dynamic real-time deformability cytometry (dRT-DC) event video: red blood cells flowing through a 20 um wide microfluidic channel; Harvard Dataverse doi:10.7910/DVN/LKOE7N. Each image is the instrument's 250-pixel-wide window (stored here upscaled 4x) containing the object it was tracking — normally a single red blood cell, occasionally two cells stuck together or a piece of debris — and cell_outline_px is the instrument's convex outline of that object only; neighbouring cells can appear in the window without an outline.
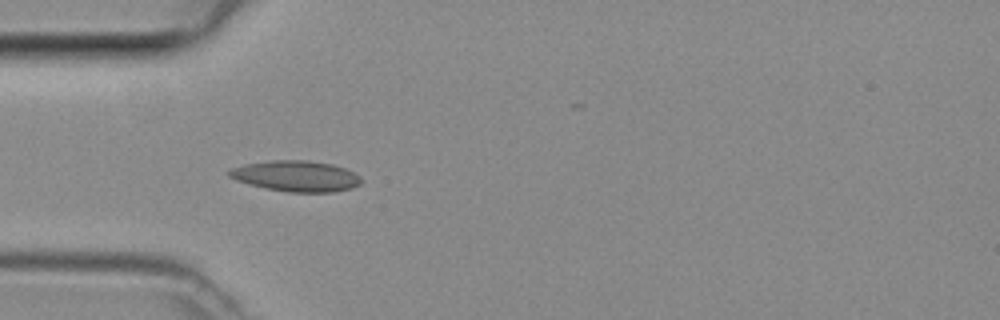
{"species": "common noctule bat (a hibernating species)", "species_latin": "Nyctalus noctula", "temperature_condition": "room temperature", "stored_images_in_passage": 5, "camera_frame_rate_fps": 3000, "um_per_image_px": 0.085, "animal": {"sex": "female", "body_mass_g": 29.2, "forearm_length_mm": 56.3}, "frame": {"image": 1, "passage_image": 3, "time_ms": 0.667, "image_size_px": [1000, 320], "cell_outline_px": [[360, 184], [352, 188], [332, 192], [288, 192], [264, 188], [248, 184], [236, 180], [228, 176], [228, 172], [232, 168], [244, 164], [272, 160], [304, 160], [332, 164], [344, 168], [360, 176]], "centroid_in_image_um": [25.14, 14.97], "position_along_channel_um": 59.9, "area_um2": 23.64}}
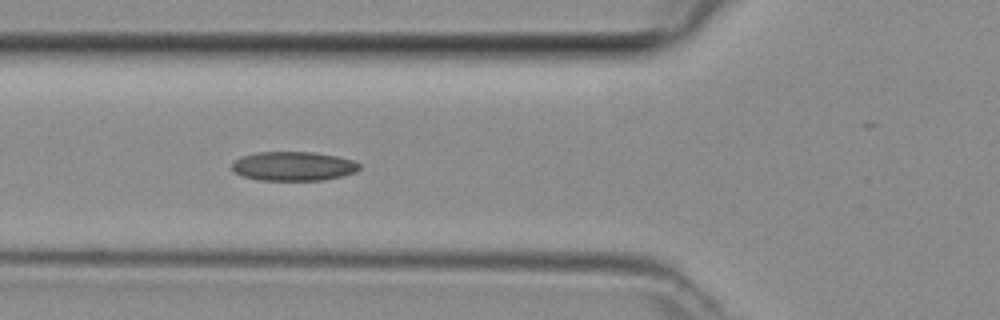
{"frame": {"image": 2, "passage_image": 4, "time_ms": 1.0, "image_size_px": [1000, 320], "cell_outline_px": [[360, 168], [356, 172], [324, 180], [260, 180], [244, 176], [236, 172], [232, 168], [232, 164], [240, 156], [256, 152], [316, 152], [336, 156], [352, 160], [360, 164]], "centroid_in_image_um": [24.95, 14.12], "position_along_channel_um": 100.9, "area_um2": 21.56}}
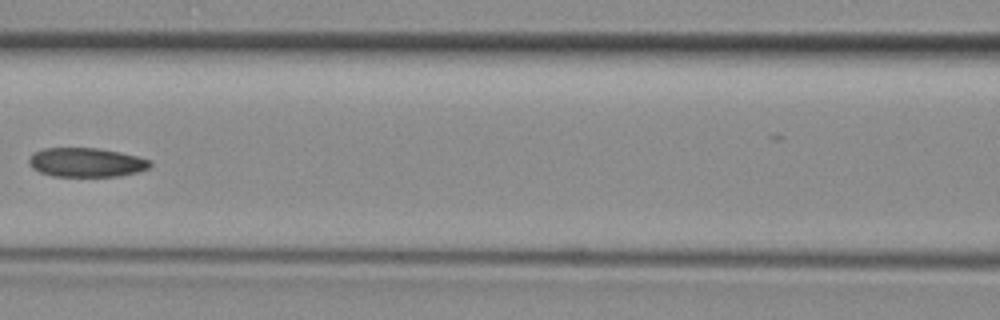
{"frame": {"image": 3, "passage_image": 5, "time_ms": 1.333, "image_size_px": [1000, 320], "cell_outline_px": [[152, 164], [148, 168], [136, 172], [120, 176], [52, 176], [40, 172], [32, 168], [28, 164], [28, 160], [32, 152], [44, 148], [100, 148], [120, 152], [152, 160]], "centroid_in_image_um": [7.31, 13.8], "position_along_channel_um": 159.3, "area_um2": 20.69}}